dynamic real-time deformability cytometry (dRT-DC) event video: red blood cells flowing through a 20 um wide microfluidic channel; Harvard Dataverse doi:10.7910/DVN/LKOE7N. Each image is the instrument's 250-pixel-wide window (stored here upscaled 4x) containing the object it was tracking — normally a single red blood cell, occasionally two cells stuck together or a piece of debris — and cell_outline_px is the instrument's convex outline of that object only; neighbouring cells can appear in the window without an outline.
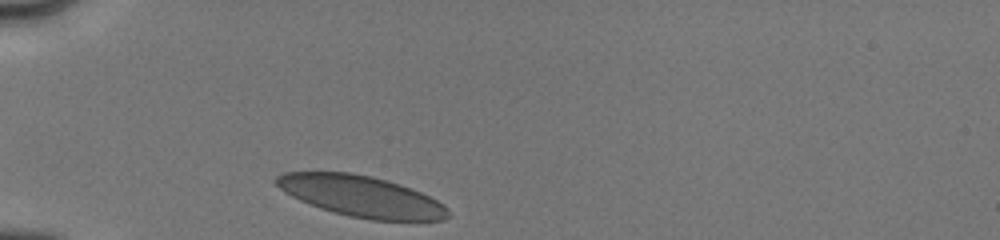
{"species": "human", "species_latin": "Homo sapiens", "temperature_condition": "cold", "stored_images_in_passage": 4, "camera_frame_rate_fps": 3000, "um_per_image_px": 0.085, "donor": {"sex": "male"}, "frame": {"image": 1, "passage_image": 1, "time_ms": 0.0, "image_size_px": [1000, 240], "cell_outline_px": [[452, 216], [444, 220], [372, 220], [348, 216], [320, 208], [308, 204], [284, 192], [276, 184], [276, 176], [284, 172], [352, 172], [372, 176], [400, 184], [420, 192], [444, 204], [448, 208]], "centroid_in_image_um": [30.73, 16.68], "position_along_channel_um": 54.3, "area_um2": 41.1}}
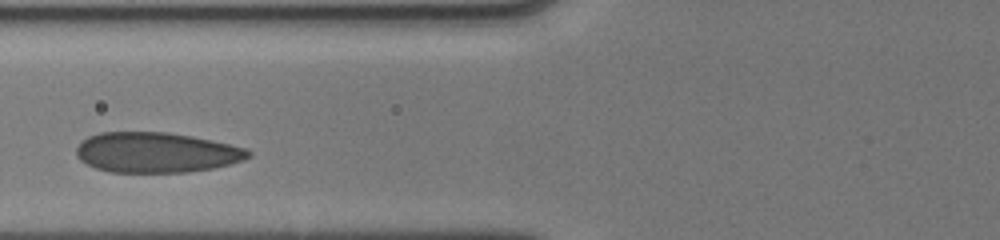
{"frame": {"image": 2, "passage_image": 3, "time_ms": 2.0, "image_size_px": [1000, 240], "cell_outline_px": [[252, 156], [244, 160], [212, 168], [188, 172], [108, 172], [96, 168], [80, 160], [76, 156], [76, 148], [80, 140], [88, 136], [100, 132], [168, 132], [192, 136], [212, 140], [248, 148], [252, 152]], "centroid_in_image_um": [13.28, 12.95], "position_along_channel_um": 112.5, "area_um2": 40.63}}